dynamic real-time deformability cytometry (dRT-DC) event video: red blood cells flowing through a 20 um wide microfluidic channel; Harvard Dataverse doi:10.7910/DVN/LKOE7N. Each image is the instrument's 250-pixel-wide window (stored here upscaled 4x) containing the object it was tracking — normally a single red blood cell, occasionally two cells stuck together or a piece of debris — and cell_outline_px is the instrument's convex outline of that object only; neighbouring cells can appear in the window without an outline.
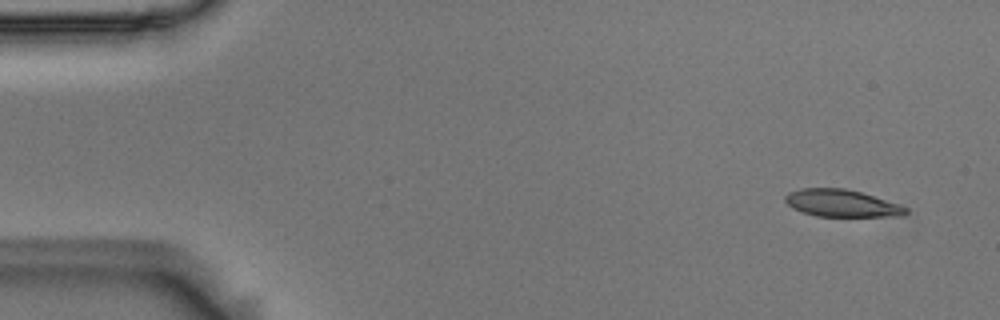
{"species": "Egyptian fruit bat (a non-hibernating species)", "species_latin": "Rousettus aegyptiacus", "temperature_condition": "room temperature", "stored_images_in_passage": 4, "camera_frame_rate_fps": 3000, "um_per_image_px": 0.085, "animal": {"sex": "male"}, "frame": {"image": 1, "passage_image": 1, "time_ms": 0.0, "image_size_px": [1000, 320], "cell_outline_px": [[908, 212], [904, 216], [816, 216], [792, 208], [784, 200], [784, 196], [788, 192], [800, 188], [844, 188], [860, 192], [900, 204], [908, 208]], "centroid_in_image_um": [71.54, 17.27], "position_along_channel_um": 13.5, "area_um2": 19.13}}